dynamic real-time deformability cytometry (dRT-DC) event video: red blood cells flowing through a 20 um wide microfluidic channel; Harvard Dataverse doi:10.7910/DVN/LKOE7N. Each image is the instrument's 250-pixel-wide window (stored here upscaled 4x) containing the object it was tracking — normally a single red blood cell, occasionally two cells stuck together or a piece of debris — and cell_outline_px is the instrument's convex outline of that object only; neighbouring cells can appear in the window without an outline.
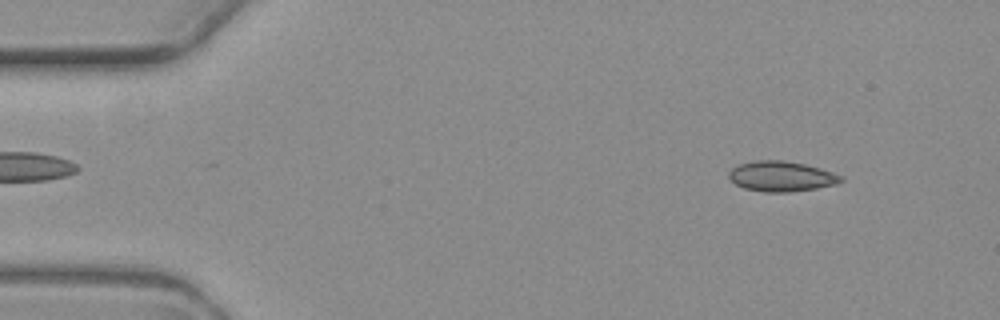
{"species": "common noctule bat (a hibernating species)", "species_latin": "Nyctalus noctula", "temperature_condition": "warm", "stored_images_in_passage": 4, "camera_frame_rate_fps": 3000, "um_per_image_px": 0.085, "animal": {"sex": "female", "body_mass_g": 19.3, "forearm_length_mm": 54.1}, "frame": {"image": 1, "passage_image": 1, "time_ms": 0.0, "image_size_px": [1000, 320], "cell_outline_px": [[844, 180], [836, 184], [816, 188], [788, 192], [764, 192], [744, 188], [736, 184], [728, 176], [728, 172], [732, 168], [740, 164], [756, 160], [784, 160], [804, 164], [820, 168], [844, 176]], "centroid_in_image_um": [66.43, 14.98], "position_along_channel_um": 18.6, "area_um2": 19.71}}